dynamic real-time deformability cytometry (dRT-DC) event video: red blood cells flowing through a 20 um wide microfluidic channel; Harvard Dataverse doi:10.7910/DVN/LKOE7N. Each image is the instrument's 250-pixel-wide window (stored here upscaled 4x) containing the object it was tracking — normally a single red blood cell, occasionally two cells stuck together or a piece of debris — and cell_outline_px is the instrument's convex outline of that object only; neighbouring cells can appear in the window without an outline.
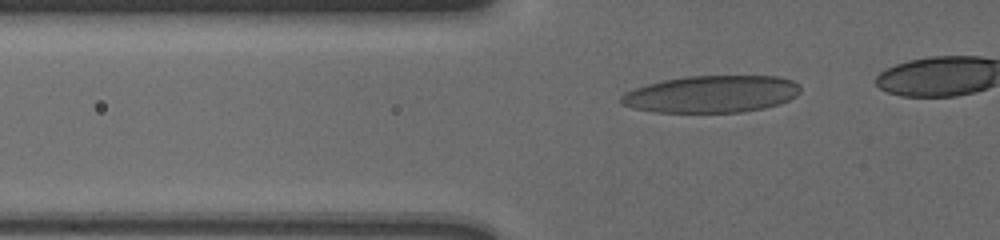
{"species": "human", "species_latin": "Homo sapiens", "temperature_condition": "cold", "stored_images_in_passage": 34, "camera_frame_rate_fps": 3000, "um_per_image_px": 0.085, "donor": {"sex": "male"}, "frame": {"image": 1, "passage_image": 3, "time_ms": 0.667, "image_size_px": [1000, 240], "cell_outline_px": [[800, 92], [796, 96], [780, 104], [764, 108], [740, 112], [656, 112], [636, 108], [624, 104], [620, 100], [620, 96], [624, 92], [648, 84], [664, 80], [684, 76], [780, 76], [792, 80], [800, 88]], "centroid_in_image_um": [60.51, 7.99], "position_along_channel_um": 65.3, "area_um2": 38.55}}
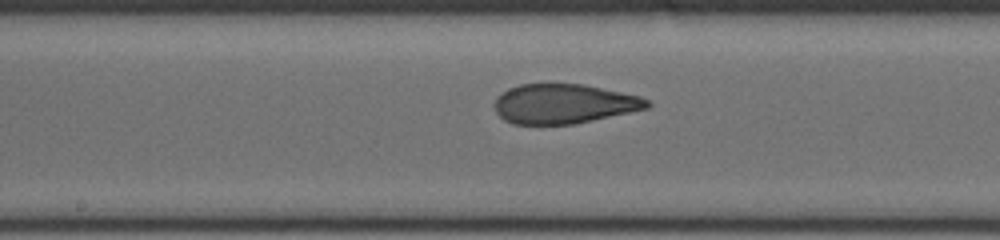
{"frame": {"image": 2, "passage_image": 15, "time_ms": 4.667, "image_size_px": [1000, 240], "cell_outline_px": [[652, 104], [648, 108], [572, 124], [512, 124], [504, 120], [496, 112], [496, 96], [508, 88], [520, 84], [584, 84], [640, 96], [648, 100]], "centroid_in_image_um": [47.91, 8.81], "position_along_channel_um": 200.3, "area_um2": 34.97}}
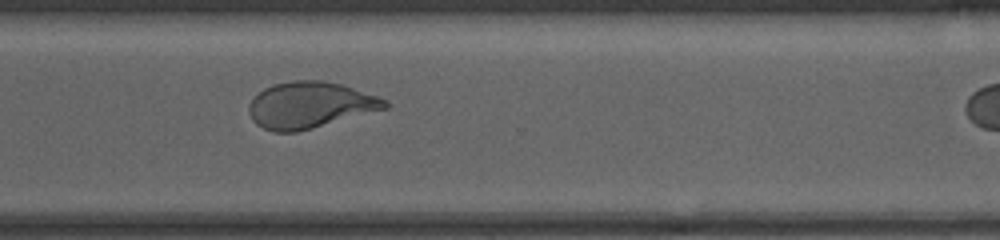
{"frame": {"image": 3, "passage_image": 27, "time_ms": 8.667, "image_size_px": [1000, 240], "cell_outline_px": [[388, 108], [312, 128], [296, 132], [272, 132], [256, 124], [252, 120], [248, 112], [248, 104], [264, 88], [272, 84], [292, 80], [324, 80], [340, 84], [388, 100]], "centroid_in_image_um": [26.31, 8.93], "position_along_channel_um": 344.3, "area_um2": 36.59}}